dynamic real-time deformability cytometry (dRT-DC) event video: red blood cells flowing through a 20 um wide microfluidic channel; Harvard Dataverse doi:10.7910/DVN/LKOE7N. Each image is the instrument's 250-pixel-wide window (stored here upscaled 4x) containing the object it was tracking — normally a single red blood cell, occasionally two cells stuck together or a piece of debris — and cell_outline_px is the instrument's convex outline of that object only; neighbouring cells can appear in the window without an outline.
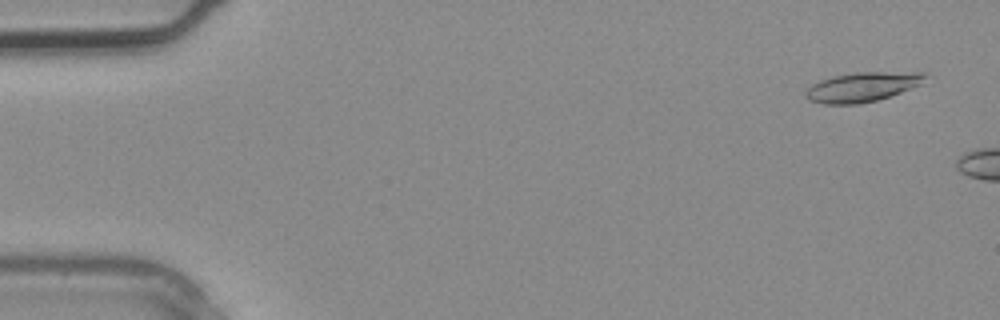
{"species": "common noctule bat (a hibernating species)", "species_latin": "Nyctalus noctula", "temperature_condition": "warm", "stored_images_in_passage": 2, "camera_frame_rate_fps": 3000, "um_per_image_px": 0.085, "animal": {"sex": "male", "body_mass_g": 20.4}, "frame": {"image": 1, "passage_image": 1, "time_ms": 0.0, "image_size_px": [1000, 320], "cell_outline_px": [[932, 76], [920, 84], [900, 92], [876, 100], [860, 104], [824, 104], [808, 100], [804, 96], [804, 88], [820, 80], [832, 76], [856, 72], [924, 72]], "centroid_in_image_um": [73.27, 7.38], "position_along_channel_um": 11.7, "area_um2": 20.81}}